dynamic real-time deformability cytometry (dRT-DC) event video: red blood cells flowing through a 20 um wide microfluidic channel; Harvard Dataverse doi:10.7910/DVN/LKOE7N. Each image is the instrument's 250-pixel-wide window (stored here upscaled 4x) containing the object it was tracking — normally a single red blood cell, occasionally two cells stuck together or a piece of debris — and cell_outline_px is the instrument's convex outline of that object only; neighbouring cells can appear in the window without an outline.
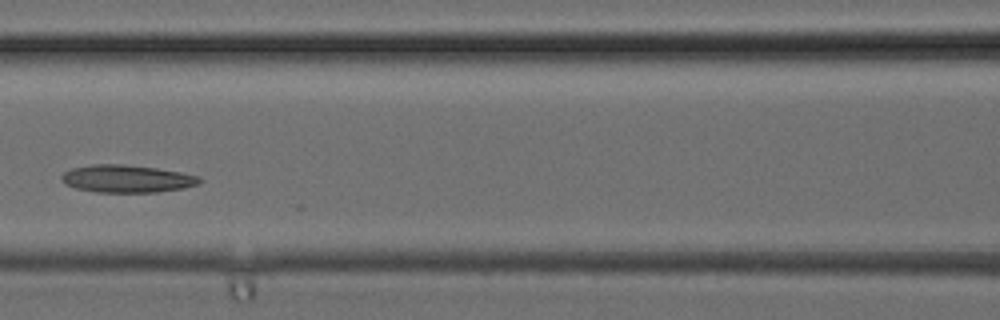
{"species": "common noctule bat (a hibernating species)", "species_latin": "Nyctalus noctula", "temperature_condition": "cold", "stored_images_in_passage": 29, "camera_frame_rate_fps": 3000, "um_per_image_px": 0.085, "animal": {"sex": "female", "body_mass_g": 24.6, "forearm_length_mm": 56.2}, "frame": {"image": 1, "passage_image": 12, "time_ms": 3.667, "image_size_px": [1000, 320], "cell_outline_px": [[204, 180], [200, 184], [184, 188], [156, 192], [96, 192], [76, 188], [64, 184], [60, 180], [60, 176], [64, 172], [72, 168], [92, 164], [124, 164], [156, 168], [180, 172], [200, 176]], "centroid_in_image_um": [10.79, 15.19], "position_along_channel_um": 155.8, "area_um2": 22.37}}
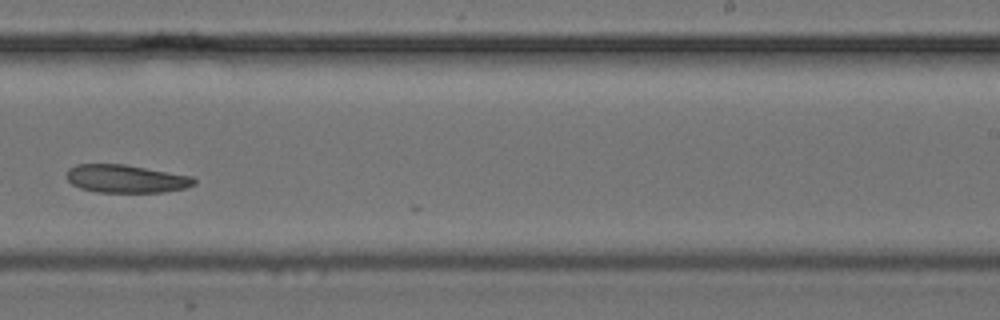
{"frame": {"image": 2, "passage_image": 18, "time_ms": 5.667, "image_size_px": [1000, 320], "cell_outline_px": [[196, 184], [184, 188], [164, 192], [96, 192], [80, 188], [72, 184], [68, 180], [68, 168], [76, 164], [124, 164], [192, 176], [196, 180]], "centroid_in_image_um": [10.71, 15.19], "position_along_channel_um": 278.3, "area_um2": 20.75}}
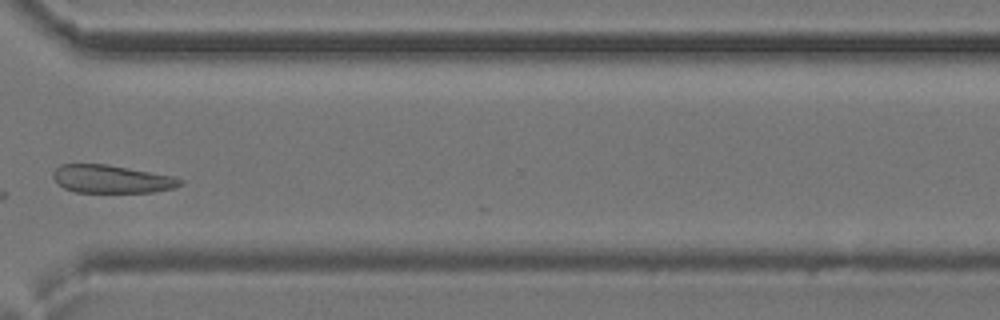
{"frame": {"image": 3, "passage_image": 22, "time_ms": 7.0, "image_size_px": [1000, 320], "cell_outline_px": [[184, 184], [176, 188], [152, 192], [76, 192], [64, 188], [56, 184], [52, 176], [52, 172], [60, 164], [108, 164], [172, 176], [184, 180]], "centroid_in_image_um": [9.47, 15.22], "position_along_channel_um": 361.1, "area_um2": 20.92}}